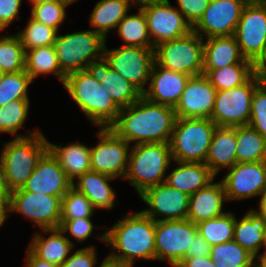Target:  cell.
<instances>
[{
    "instance_id": "obj_1",
    "label": "cell",
    "mask_w": 266,
    "mask_h": 267,
    "mask_svg": "<svg viewBox=\"0 0 266 267\" xmlns=\"http://www.w3.org/2000/svg\"><path fill=\"white\" fill-rule=\"evenodd\" d=\"M176 121L173 107L156 104L143 96L121 108L117 120L109 127L129 144L169 143Z\"/></svg>"
},
{
    "instance_id": "obj_2",
    "label": "cell",
    "mask_w": 266,
    "mask_h": 267,
    "mask_svg": "<svg viewBox=\"0 0 266 267\" xmlns=\"http://www.w3.org/2000/svg\"><path fill=\"white\" fill-rule=\"evenodd\" d=\"M99 240L122 252L108 255L113 261L133 267L137 258L155 260V221L143 211L118 220Z\"/></svg>"
},
{
    "instance_id": "obj_3",
    "label": "cell",
    "mask_w": 266,
    "mask_h": 267,
    "mask_svg": "<svg viewBox=\"0 0 266 267\" xmlns=\"http://www.w3.org/2000/svg\"><path fill=\"white\" fill-rule=\"evenodd\" d=\"M63 85L79 108L99 128H109L117 120L121 108L105 91L106 87L87 70L69 74Z\"/></svg>"
},
{
    "instance_id": "obj_4",
    "label": "cell",
    "mask_w": 266,
    "mask_h": 267,
    "mask_svg": "<svg viewBox=\"0 0 266 267\" xmlns=\"http://www.w3.org/2000/svg\"><path fill=\"white\" fill-rule=\"evenodd\" d=\"M48 151V140L40 131L17 135L1 150L6 182L10 191L22 188L41 157Z\"/></svg>"
},
{
    "instance_id": "obj_5",
    "label": "cell",
    "mask_w": 266,
    "mask_h": 267,
    "mask_svg": "<svg viewBox=\"0 0 266 267\" xmlns=\"http://www.w3.org/2000/svg\"><path fill=\"white\" fill-rule=\"evenodd\" d=\"M171 160L169 143L133 145L125 178L134 185L140 196L147 189L165 182L164 175Z\"/></svg>"
},
{
    "instance_id": "obj_6",
    "label": "cell",
    "mask_w": 266,
    "mask_h": 267,
    "mask_svg": "<svg viewBox=\"0 0 266 267\" xmlns=\"http://www.w3.org/2000/svg\"><path fill=\"white\" fill-rule=\"evenodd\" d=\"M216 127L210 118H176L169 141L173 161L204 163Z\"/></svg>"
},
{
    "instance_id": "obj_7",
    "label": "cell",
    "mask_w": 266,
    "mask_h": 267,
    "mask_svg": "<svg viewBox=\"0 0 266 267\" xmlns=\"http://www.w3.org/2000/svg\"><path fill=\"white\" fill-rule=\"evenodd\" d=\"M106 39L93 30L56 35L53 47L65 76L86 70L87 66L104 57Z\"/></svg>"
},
{
    "instance_id": "obj_8",
    "label": "cell",
    "mask_w": 266,
    "mask_h": 267,
    "mask_svg": "<svg viewBox=\"0 0 266 267\" xmlns=\"http://www.w3.org/2000/svg\"><path fill=\"white\" fill-rule=\"evenodd\" d=\"M204 39L193 30L154 47V62L168 70L189 76L203 74Z\"/></svg>"
},
{
    "instance_id": "obj_9",
    "label": "cell",
    "mask_w": 266,
    "mask_h": 267,
    "mask_svg": "<svg viewBox=\"0 0 266 267\" xmlns=\"http://www.w3.org/2000/svg\"><path fill=\"white\" fill-rule=\"evenodd\" d=\"M260 80L253 76L247 83L228 90L217 91L211 120L217 127L249 124L251 98Z\"/></svg>"
},
{
    "instance_id": "obj_10",
    "label": "cell",
    "mask_w": 266,
    "mask_h": 267,
    "mask_svg": "<svg viewBox=\"0 0 266 267\" xmlns=\"http://www.w3.org/2000/svg\"><path fill=\"white\" fill-rule=\"evenodd\" d=\"M198 233L188 219L155 221V260H167L176 267L184 258Z\"/></svg>"
},
{
    "instance_id": "obj_11",
    "label": "cell",
    "mask_w": 266,
    "mask_h": 267,
    "mask_svg": "<svg viewBox=\"0 0 266 267\" xmlns=\"http://www.w3.org/2000/svg\"><path fill=\"white\" fill-rule=\"evenodd\" d=\"M61 197L23 191L21 188L11 191L9 211L23 214L42 230L60 227Z\"/></svg>"
},
{
    "instance_id": "obj_12",
    "label": "cell",
    "mask_w": 266,
    "mask_h": 267,
    "mask_svg": "<svg viewBox=\"0 0 266 267\" xmlns=\"http://www.w3.org/2000/svg\"><path fill=\"white\" fill-rule=\"evenodd\" d=\"M104 58L113 70L121 74L143 94L154 63V48L123 45L108 50L105 46Z\"/></svg>"
},
{
    "instance_id": "obj_13",
    "label": "cell",
    "mask_w": 266,
    "mask_h": 267,
    "mask_svg": "<svg viewBox=\"0 0 266 267\" xmlns=\"http://www.w3.org/2000/svg\"><path fill=\"white\" fill-rule=\"evenodd\" d=\"M99 143L90 148V167L92 171L114 178H125L130 144L118 137L110 128H100Z\"/></svg>"
},
{
    "instance_id": "obj_14",
    "label": "cell",
    "mask_w": 266,
    "mask_h": 267,
    "mask_svg": "<svg viewBox=\"0 0 266 267\" xmlns=\"http://www.w3.org/2000/svg\"><path fill=\"white\" fill-rule=\"evenodd\" d=\"M139 7L147 19L148 33L154 47L192 31V26L177 8L170 5L169 0L149 2Z\"/></svg>"
},
{
    "instance_id": "obj_15",
    "label": "cell",
    "mask_w": 266,
    "mask_h": 267,
    "mask_svg": "<svg viewBox=\"0 0 266 267\" xmlns=\"http://www.w3.org/2000/svg\"><path fill=\"white\" fill-rule=\"evenodd\" d=\"M234 36L242 56L254 62L266 46V9L261 3L245 4Z\"/></svg>"
},
{
    "instance_id": "obj_16",
    "label": "cell",
    "mask_w": 266,
    "mask_h": 267,
    "mask_svg": "<svg viewBox=\"0 0 266 267\" xmlns=\"http://www.w3.org/2000/svg\"><path fill=\"white\" fill-rule=\"evenodd\" d=\"M248 1L210 0L205 12L192 30L202 39L204 36L208 39L234 35L242 10Z\"/></svg>"
},
{
    "instance_id": "obj_17",
    "label": "cell",
    "mask_w": 266,
    "mask_h": 267,
    "mask_svg": "<svg viewBox=\"0 0 266 267\" xmlns=\"http://www.w3.org/2000/svg\"><path fill=\"white\" fill-rule=\"evenodd\" d=\"M140 197L150 208L143 212L154 221L187 219L190 196L165 182L147 189Z\"/></svg>"
},
{
    "instance_id": "obj_18",
    "label": "cell",
    "mask_w": 266,
    "mask_h": 267,
    "mask_svg": "<svg viewBox=\"0 0 266 267\" xmlns=\"http://www.w3.org/2000/svg\"><path fill=\"white\" fill-rule=\"evenodd\" d=\"M226 199H249L261 196L266 188V161L253 163H236L229 168V173L221 181Z\"/></svg>"
},
{
    "instance_id": "obj_19",
    "label": "cell",
    "mask_w": 266,
    "mask_h": 267,
    "mask_svg": "<svg viewBox=\"0 0 266 267\" xmlns=\"http://www.w3.org/2000/svg\"><path fill=\"white\" fill-rule=\"evenodd\" d=\"M216 92L204 74L191 76L174 108L176 118H211Z\"/></svg>"
},
{
    "instance_id": "obj_20",
    "label": "cell",
    "mask_w": 266,
    "mask_h": 267,
    "mask_svg": "<svg viewBox=\"0 0 266 267\" xmlns=\"http://www.w3.org/2000/svg\"><path fill=\"white\" fill-rule=\"evenodd\" d=\"M72 184L58 160L48 150L41 157L33 173L21 189L62 198L72 187Z\"/></svg>"
},
{
    "instance_id": "obj_21",
    "label": "cell",
    "mask_w": 266,
    "mask_h": 267,
    "mask_svg": "<svg viewBox=\"0 0 266 267\" xmlns=\"http://www.w3.org/2000/svg\"><path fill=\"white\" fill-rule=\"evenodd\" d=\"M191 76L165 69L155 62L150 73V88L142 96L148 101L175 108Z\"/></svg>"
},
{
    "instance_id": "obj_22",
    "label": "cell",
    "mask_w": 266,
    "mask_h": 267,
    "mask_svg": "<svg viewBox=\"0 0 266 267\" xmlns=\"http://www.w3.org/2000/svg\"><path fill=\"white\" fill-rule=\"evenodd\" d=\"M86 70L106 87L114 102L120 107H128L142 97V93L121 74L113 70L103 57L91 62Z\"/></svg>"
},
{
    "instance_id": "obj_23",
    "label": "cell",
    "mask_w": 266,
    "mask_h": 267,
    "mask_svg": "<svg viewBox=\"0 0 266 267\" xmlns=\"http://www.w3.org/2000/svg\"><path fill=\"white\" fill-rule=\"evenodd\" d=\"M226 194L222 182L210 183L190 196L187 219L197 224L223 215Z\"/></svg>"
},
{
    "instance_id": "obj_24",
    "label": "cell",
    "mask_w": 266,
    "mask_h": 267,
    "mask_svg": "<svg viewBox=\"0 0 266 267\" xmlns=\"http://www.w3.org/2000/svg\"><path fill=\"white\" fill-rule=\"evenodd\" d=\"M233 64H253L242 56L234 35L212 37L204 42L203 69H220Z\"/></svg>"
},
{
    "instance_id": "obj_25",
    "label": "cell",
    "mask_w": 266,
    "mask_h": 267,
    "mask_svg": "<svg viewBox=\"0 0 266 267\" xmlns=\"http://www.w3.org/2000/svg\"><path fill=\"white\" fill-rule=\"evenodd\" d=\"M179 167L165 177V183L191 196L213 182L215 175L205 163L177 162Z\"/></svg>"
},
{
    "instance_id": "obj_26",
    "label": "cell",
    "mask_w": 266,
    "mask_h": 267,
    "mask_svg": "<svg viewBox=\"0 0 266 267\" xmlns=\"http://www.w3.org/2000/svg\"><path fill=\"white\" fill-rule=\"evenodd\" d=\"M216 176L221 167L236 163V127H216L204 162Z\"/></svg>"
},
{
    "instance_id": "obj_27",
    "label": "cell",
    "mask_w": 266,
    "mask_h": 267,
    "mask_svg": "<svg viewBox=\"0 0 266 267\" xmlns=\"http://www.w3.org/2000/svg\"><path fill=\"white\" fill-rule=\"evenodd\" d=\"M233 240L254 257L262 246L266 248V221L252 209L240 221L235 220Z\"/></svg>"
},
{
    "instance_id": "obj_28",
    "label": "cell",
    "mask_w": 266,
    "mask_h": 267,
    "mask_svg": "<svg viewBox=\"0 0 266 267\" xmlns=\"http://www.w3.org/2000/svg\"><path fill=\"white\" fill-rule=\"evenodd\" d=\"M42 231L51 234L46 239L39 233L35 234L27 250L39 259L62 265L69 257V252L74 248L72 241L63 235V231L59 228Z\"/></svg>"
},
{
    "instance_id": "obj_29",
    "label": "cell",
    "mask_w": 266,
    "mask_h": 267,
    "mask_svg": "<svg viewBox=\"0 0 266 267\" xmlns=\"http://www.w3.org/2000/svg\"><path fill=\"white\" fill-rule=\"evenodd\" d=\"M114 179L116 178L91 170L82 174L72 186L82 192L95 208L110 210L114 207L116 194L108 181Z\"/></svg>"
},
{
    "instance_id": "obj_30",
    "label": "cell",
    "mask_w": 266,
    "mask_h": 267,
    "mask_svg": "<svg viewBox=\"0 0 266 267\" xmlns=\"http://www.w3.org/2000/svg\"><path fill=\"white\" fill-rule=\"evenodd\" d=\"M48 150L58 160L68 179L74 183L85 172L91 171L90 148L82 143H71L66 147L57 146L48 141Z\"/></svg>"
},
{
    "instance_id": "obj_31",
    "label": "cell",
    "mask_w": 266,
    "mask_h": 267,
    "mask_svg": "<svg viewBox=\"0 0 266 267\" xmlns=\"http://www.w3.org/2000/svg\"><path fill=\"white\" fill-rule=\"evenodd\" d=\"M130 1L100 0L97 2L90 14V23L95 27L93 31L106 39L109 30L117 28L118 24L127 15L131 6Z\"/></svg>"
},
{
    "instance_id": "obj_32",
    "label": "cell",
    "mask_w": 266,
    "mask_h": 267,
    "mask_svg": "<svg viewBox=\"0 0 266 267\" xmlns=\"http://www.w3.org/2000/svg\"><path fill=\"white\" fill-rule=\"evenodd\" d=\"M236 161L237 163L266 161V138L249 125L236 126Z\"/></svg>"
},
{
    "instance_id": "obj_33",
    "label": "cell",
    "mask_w": 266,
    "mask_h": 267,
    "mask_svg": "<svg viewBox=\"0 0 266 267\" xmlns=\"http://www.w3.org/2000/svg\"><path fill=\"white\" fill-rule=\"evenodd\" d=\"M25 71L29 74L32 81L41 74L49 73L56 75L62 84H64L66 78L58 63L53 45L41 46L25 51Z\"/></svg>"
},
{
    "instance_id": "obj_34",
    "label": "cell",
    "mask_w": 266,
    "mask_h": 267,
    "mask_svg": "<svg viewBox=\"0 0 266 267\" xmlns=\"http://www.w3.org/2000/svg\"><path fill=\"white\" fill-rule=\"evenodd\" d=\"M203 74L217 91L247 83L253 76V64H233L220 69H203Z\"/></svg>"
},
{
    "instance_id": "obj_35",
    "label": "cell",
    "mask_w": 266,
    "mask_h": 267,
    "mask_svg": "<svg viewBox=\"0 0 266 267\" xmlns=\"http://www.w3.org/2000/svg\"><path fill=\"white\" fill-rule=\"evenodd\" d=\"M117 27L118 34L127 43L124 46L154 48L148 33L147 19L141 8L138 14L126 15Z\"/></svg>"
},
{
    "instance_id": "obj_36",
    "label": "cell",
    "mask_w": 266,
    "mask_h": 267,
    "mask_svg": "<svg viewBox=\"0 0 266 267\" xmlns=\"http://www.w3.org/2000/svg\"><path fill=\"white\" fill-rule=\"evenodd\" d=\"M235 216L231 212L196 224L198 233L211 245L233 240Z\"/></svg>"
},
{
    "instance_id": "obj_37",
    "label": "cell",
    "mask_w": 266,
    "mask_h": 267,
    "mask_svg": "<svg viewBox=\"0 0 266 267\" xmlns=\"http://www.w3.org/2000/svg\"><path fill=\"white\" fill-rule=\"evenodd\" d=\"M210 258L216 267H253L254 256L234 240L211 246Z\"/></svg>"
},
{
    "instance_id": "obj_38",
    "label": "cell",
    "mask_w": 266,
    "mask_h": 267,
    "mask_svg": "<svg viewBox=\"0 0 266 267\" xmlns=\"http://www.w3.org/2000/svg\"><path fill=\"white\" fill-rule=\"evenodd\" d=\"M0 70L4 73L25 70V50L17 34L0 37Z\"/></svg>"
},
{
    "instance_id": "obj_39",
    "label": "cell",
    "mask_w": 266,
    "mask_h": 267,
    "mask_svg": "<svg viewBox=\"0 0 266 267\" xmlns=\"http://www.w3.org/2000/svg\"><path fill=\"white\" fill-rule=\"evenodd\" d=\"M96 208L73 186L61 199V220L91 218Z\"/></svg>"
},
{
    "instance_id": "obj_40",
    "label": "cell",
    "mask_w": 266,
    "mask_h": 267,
    "mask_svg": "<svg viewBox=\"0 0 266 267\" xmlns=\"http://www.w3.org/2000/svg\"><path fill=\"white\" fill-rule=\"evenodd\" d=\"M57 31L32 18L29 19L27 27L17 33L24 50H31L41 46L53 45Z\"/></svg>"
},
{
    "instance_id": "obj_41",
    "label": "cell",
    "mask_w": 266,
    "mask_h": 267,
    "mask_svg": "<svg viewBox=\"0 0 266 267\" xmlns=\"http://www.w3.org/2000/svg\"><path fill=\"white\" fill-rule=\"evenodd\" d=\"M31 82L25 70L5 73L0 83V107L13 100L29 99L27 88Z\"/></svg>"
},
{
    "instance_id": "obj_42",
    "label": "cell",
    "mask_w": 266,
    "mask_h": 267,
    "mask_svg": "<svg viewBox=\"0 0 266 267\" xmlns=\"http://www.w3.org/2000/svg\"><path fill=\"white\" fill-rule=\"evenodd\" d=\"M29 99H18L0 107V132L17 135L28 116Z\"/></svg>"
},
{
    "instance_id": "obj_43",
    "label": "cell",
    "mask_w": 266,
    "mask_h": 267,
    "mask_svg": "<svg viewBox=\"0 0 266 267\" xmlns=\"http://www.w3.org/2000/svg\"><path fill=\"white\" fill-rule=\"evenodd\" d=\"M72 3L71 0H57L32 5L31 18L58 31L66 17L65 8Z\"/></svg>"
},
{
    "instance_id": "obj_44",
    "label": "cell",
    "mask_w": 266,
    "mask_h": 267,
    "mask_svg": "<svg viewBox=\"0 0 266 267\" xmlns=\"http://www.w3.org/2000/svg\"><path fill=\"white\" fill-rule=\"evenodd\" d=\"M250 127L266 138V89L260 83L251 98Z\"/></svg>"
},
{
    "instance_id": "obj_45",
    "label": "cell",
    "mask_w": 266,
    "mask_h": 267,
    "mask_svg": "<svg viewBox=\"0 0 266 267\" xmlns=\"http://www.w3.org/2000/svg\"><path fill=\"white\" fill-rule=\"evenodd\" d=\"M59 229L66 233L69 231V235L74 237L78 242L86 240L92 234L94 226L91 222V218H79L74 220H60Z\"/></svg>"
},
{
    "instance_id": "obj_46",
    "label": "cell",
    "mask_w": 266,
    "mask_h": 267,
    "mask_svg": "<svg viewBox=\"0 0 266 267\" xmlns=\"http://www.w3.org/2000/svg\"><path fill=\"white\" fill-rule=\"evenodd\" d=\"M179 4V11L186 21L193 27L205 12L210 0H176Z\"/></svg>"
},
{
    "instance_id": "obj_47",
    "label": "cell",
    "mask_w": 266,
    "mask_h": 267,
    "mask_svg": "<svg viewBox=\"0 0 266 267\" xmlns=\"http://www.w3.org/2000/svg\"><path fill=\"white\" fill-rule=\"evenodd\" d=\"M96 258L93 246L78 249L64 261L61 267H94Z\"/></svg>"
},
{
    "instance_id": "obj_48",
    "label": "cell",
    "mask_w": 266,
    "mask_h": 267,
    "mask_svg": "<svg viewBox=\"0 0 266 267\" xmlns=\"http://www.w3.org/2000/svg\"><path fill=\"white\" fill-rule=\"evenodd\" d=\"M22 0H0V30H4L15 18L19 19Z\"/></svg>"
},
{
    "instance_id": "obj_49",
    "label": "cell",
    "mask_w": 266,
    "mask_h": 267,
    "mask_svg": "<svg viewBox=\"0 0 266 267\" xmlns=\"http://www.w3.org/2000/svg\"><path fill=\"white\" fill-rule=\"evenodd\" d=\"M211 245L199 234L193 238V242L187 252L186 258L210 256Z\"/></svg>"
},
{
    "instance_id": "obj_50",
    "label": "cell",
    "mask_w": 266,
    "mask_h": 267,
    "mask_svg": "<svg viewBox=\"0 0 266 267\" xmlns=\"http://www.w3.org/2000/svg\"><path fill=\"white\" fill-rule=\"evenodd\" d=\"M176 267H216L210 256L184 258Z\"/></svg>"
},
{
    "instance_id": "obj_51",
    "label": "cell",
    "mask_w": 266,
    "mask_h": 267,
    "mask_svg": "<svg viewBox=\"0 0 266 267\" xmlns=\"http://www.w3.org/2000/svg\"><path fill=\"white\" fill-rule=\"evenodd\" d=\"M253 74L254 76H266V46L253 62Z\"/></svg>"
},
{
    "instance_id": "obj_52",
    "label": "cell",
    "mask_w": 266,
    "mask_h": 267,
    "mask_svg": "<svg viewBox=\"0 0 266 267\" xmlns=\"http://www.w3.org/2000/svg\"><path fill=\"white\" fill-rule=\"evenodd\" d=\"M27 262L26 267H61V265H57L54 263L47 262L45 260L39 259L35 257L29 250H27Z\"/></svg>"
},
{
    "instance_id": "obj_53",
    "label": "cell",
    "mask_w": 266,
    "mask_h": 267,
    "mask_svg": "<svg viewBox=\"0 0 266 267\" xmlns=\"http://www.w3.org/2000/svg\"><path fill=\"white\" fill-rule=\"evenodd\" d=\"M11 191L6 182L4 166L0 158V197H10Z\"/></svg>"
},
{
    "instance_id": "obj_54",
    "label": "cell",
    "mask_w": 266,
    "mask_h": 267,
    "mask_svg": "<svg viewBox=\"0 0 266 267\" xmlns=\"http://www.w3.org/2000/svg\"><path fill=\"white\" fill-rule=\"evenodd\" d=\"M9 198L10 197H0V227L4 224L5 219L8 217L6 213L10 212Z\"/></svg>"
},
{
    "instance_id": "obj_55",
    "label": "cell",
    "mask_w": 266,
    "mask_h": 267,
    "mask_svg": "<svg viewBox=\"0 0 266 267\" xmlns=\"http://www.w3.org/2000/svg\"><path fill=\"white\" fill-rule=\"evenodd\" d=\"M266 221V188L261 193L259 211H257Z\"/></svg>"
},
{
    "instance_id": "obj_56",
    "label": "cell",
    "mask_w": 266,
    "mask_h": 267,
    "mask_svg": "<svg viewBox=\"0 0 266 267\" xmlns=\"http://www.w3.org/2000/svg\"><path fill=\"white\" fill-rule=\"evenodd\" d=\"M99 267H131L125 264H122L120 262L113 261L109 259L108 257L105 258Z\"/></svg>"
},
{
    "instance_id": "obj_57",
    "label": "cell",
    "mask_w": 266,
    "mask_h": 267,
    "mask_svg": "<svg viewBox=\"0 0 266 267\" xmlns=\"http://www.w3.org/2000/svg\"><path fill=\"white\" fill-rule=\"evenodd\" d=\"M258 257L259 262H255V258ZM257 263V264H256ZM253 267H266V252L265 254H259L254 257V264Z\"/></svg>"
},
{
    "instance_id": "obj_58",
    "label": "cell",
    "mask_w": 266,
    "mask_h": 267,
    "mask_svg": "<svg viewBox=\"0 0 266 267\" xmlns=\"http://www.w3.org/2000/svg\"><path fill=\"white\" fill-rule=\"evenodd\" d=\"M136 5L138 4L139 6L149 3V2H160V1H165V0H132Z\"/></svg>"
},
{
    "instance_id": "obj_59",
    "label": "cell",
    "mask_w": 266,
    "mask_h": 267,
    "mask_svg": "<svg viewBox=\"0 0 266 267\" xmlns=\"http://www.w3.org/2000/svg\"><path fill=\"white\" fill-rule=\"evenodd\" d=\"M52 1H57V0H30L32 5H38L41 3H47V2H52Z\"/></svg>"
},
{
    "instance_id": "obj_60",
    "label": "cell",
    "mask_w": 266,
    "mask_h": 267,
    "mask_svg": "<svg viewBox=\"0 0 266 267\" xmlns=\"http://www.w3.org/2000/svg\"><path fill=\"white\" fill-rule=\"evenodd\" d=\"M259 80L260 83L264 86V88L266 89V76H256Z\"/></svg>"
},
{
    "instance_id": "obj_61",
    "label": "cell",
    "mask_w": 266,
    "mask_h": 267,
    "mask_svg": "<svg viewBox=\"0 0 266 267\" xmlns=\"http://www.w3.org/2000/svg\"><path fill=\"white\" fill-rule=\"evenodd\" d=\"M4 74H5V73H4L3 71L0 70V83H1V81H2V79H3V77H4Z\"/></svg>"
},
{
    "instance_id": "obj_62",
    "label": "cell",
    "mask_w": 266,
    "mask_h": 267,
    "mask_svg": "<svg viewBox=\"0 0 266 267\" xmlns=\"http://www.w3.org/2000/svg\"><path fill=\"white\" fill-rule=\"evenodd\" d=\"M261 4H262V5L264 6V8L266 9V0H264Z\"/></svg>"
},
{
    "instance_id": "obj_63",
    "label": "cell",
    "mask_w": 266,
    "mask_h": 267,
    "mask_svg": "<svg viewBox=\"0 0 266 267\" xmlns=\"http://www.w3.org/2000/svg\"><path fill=\"white\" fill-rule=\"evenodd\" d=\"M255 2H258V3H262L264 0H253Z\"/></svg>"
}]
</instances>
